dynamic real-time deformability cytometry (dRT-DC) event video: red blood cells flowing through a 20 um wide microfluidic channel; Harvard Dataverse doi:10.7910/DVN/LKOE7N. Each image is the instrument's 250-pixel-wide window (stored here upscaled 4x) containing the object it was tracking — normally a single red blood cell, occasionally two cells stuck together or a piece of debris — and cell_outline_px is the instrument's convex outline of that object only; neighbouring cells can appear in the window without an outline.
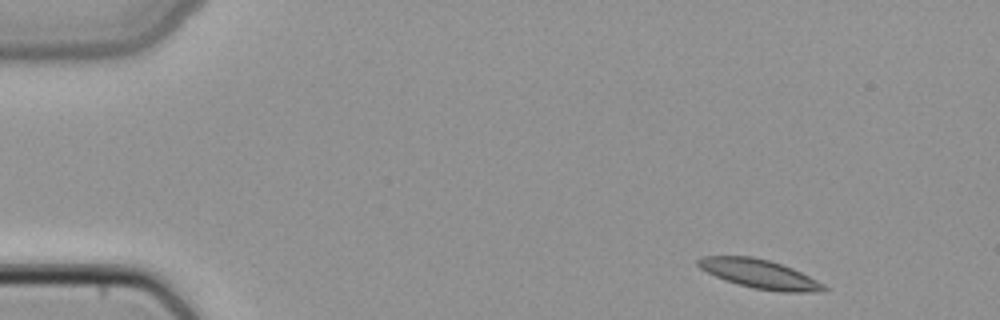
{"species": "common noctule bat (a hibernating species)", "species_latin": "Nyctalus noctula", "temperature_condition": "cold", "stored_images_in_passage": 5, "camera_frame_rate_fps": 3000, "um_per_image_px": 0.085, "animal": {"sex": "female", "body_mass_g": 22.7, "forearm_length_mm": 54.2}, "frame": {"image": 1, "passage_image": 1, "time_ms": 0.0, "image_size_px": [1000, 320], "cell_outline_px": [[828, 288], [812, 292], [780, 292], [752, 288], [724, 280], [700, 268], [696, 264], [696, 260], [700, 256], [752, 256], [768, 260], [792, 268], [824, 284]], "centroid_in_image_um": [64.51, 23.28], "position_along_channel_um": 20.5, "area_um2": 21.04}}
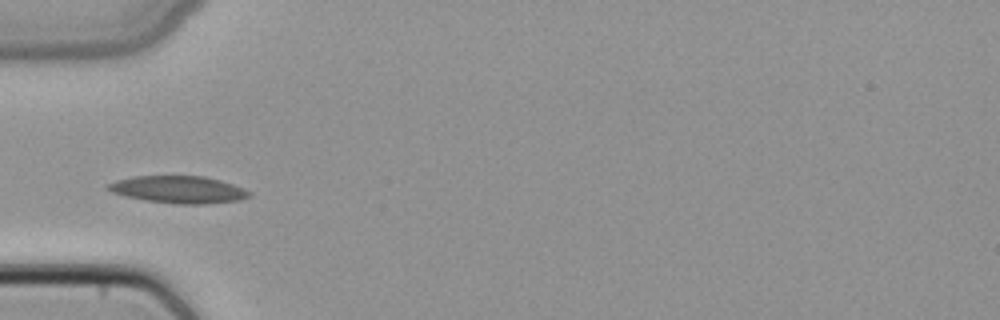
{"frame": {"image": 2, "passage_image": 4, "time_ms": 1.0, "image_size_px": [1000, 320], "cell_outline_px": [[252, 196], [240, 200], [204, 204], [176, 204], [144, 200], [124, 196], [112, 192], [104, 188], [104, 184], [116, 180], [132, 176], [204, 176], [220, 180], [232, 184], [252, 192]], "centroid_in_image_um": [15.13, 16.11], "position_along_channel_um": 69.9, "area_um2": 22.66}}
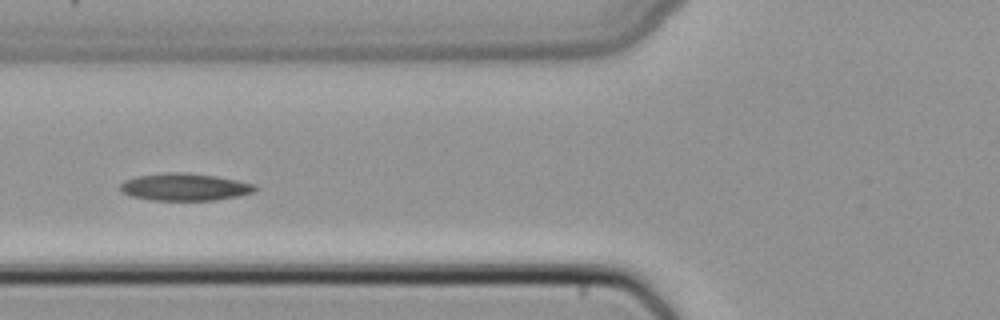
{"frame": {"image": 3, "passage_image": 5, "time_ms": 1.333, "image_size_px": [1000, 320], "cell_outline_px": [[260, 188], [256, 192], [216, 200], [152, 200], [132, 196], [120, 192], [120, 184], [124, 180], [136, 176], [168, 172], [188, 172], [216, 176], [256, 184]], "centroid_in_image_um": [15.72, 15.89], "position_along_channel_um": 110.1, "area_um2": 21.68}}